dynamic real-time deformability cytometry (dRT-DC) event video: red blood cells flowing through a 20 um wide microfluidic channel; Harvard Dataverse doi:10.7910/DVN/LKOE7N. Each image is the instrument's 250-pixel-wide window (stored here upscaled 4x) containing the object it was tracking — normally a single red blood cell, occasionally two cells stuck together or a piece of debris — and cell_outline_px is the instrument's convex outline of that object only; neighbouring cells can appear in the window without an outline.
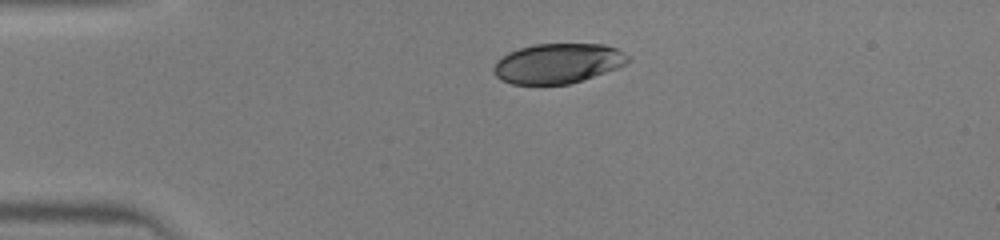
{"species": "human", "species_latin": "Homo sapiens", "temperature_condition": "warm", "stored_images_in_passage": 36, "camera_frame_rate_fps": 3000, "um_per_image_px": 0.085, "donor": {"sex": "male"}, "frame": {"image": 1, "passage_image": 1, "time_ms": 0.0, "image_size_px": [1000, 240], "cell_outline_px": [[628, 64], [568, 84], [512, 84], [500, 80], [492, 72], [492, 68], [496, 60], [508, 52], [520, 48], [536, 44], [604, 44], [616, 48], [624, 52], [628, 56]], "centroid_in_image_um": [47.37, 5.38], "position_along_channel_um": 37.6, "area_um2": 31.15}}
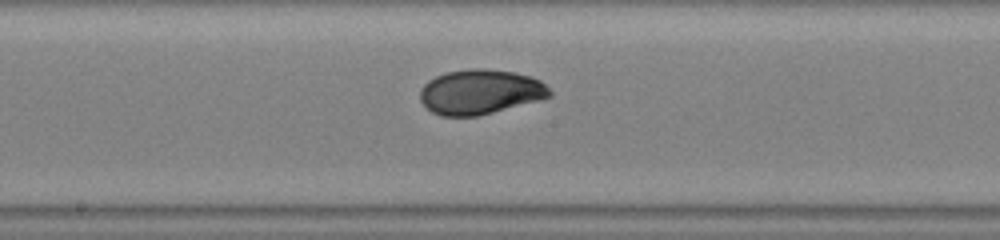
{"frame": {"image": 2, "passage_image": 15, "time_ms": 4.667, "image_size_px": [1000, 240], "cell_outline_px": [[552, 96], [540, 100], [476, 116], [440, 116], [432, 112], [420, 100], [420, 88], [428, 80], [444, 72], [472, 68], [484, 68], [516, 72], [532, 76], [540, 80], [552, 92]], "centroid_in_image_um": [40.82, 7.79], "position_along_channel_um": 207.4, "area_um2": 33.99}}
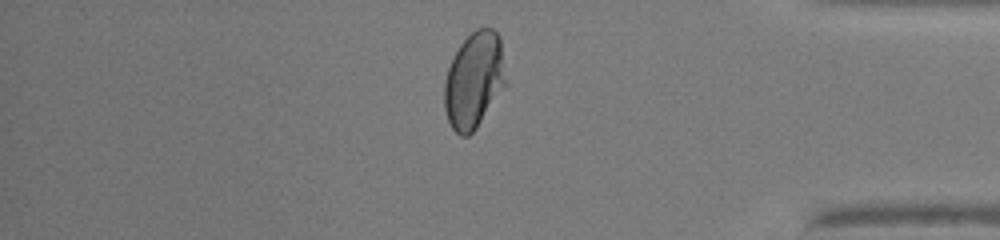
{"frame": {"image": 3, "passage_image": 29, "time_ms": 9.333, "image_size_px": [1000, 240], "cell_outline_px": [[508, 84], [476, 128], [468, 136], [460, 136], [452, 128], [448, 120], [444, 108], [444, 84], [448, 68], [460, 44], [476, 28], [492, 28], [500, 36], [508, 80]], "centroid_in_image_um": [40.33, 6.82], "position_along_channel_um": 394.9, "area_um2": 34.85}}